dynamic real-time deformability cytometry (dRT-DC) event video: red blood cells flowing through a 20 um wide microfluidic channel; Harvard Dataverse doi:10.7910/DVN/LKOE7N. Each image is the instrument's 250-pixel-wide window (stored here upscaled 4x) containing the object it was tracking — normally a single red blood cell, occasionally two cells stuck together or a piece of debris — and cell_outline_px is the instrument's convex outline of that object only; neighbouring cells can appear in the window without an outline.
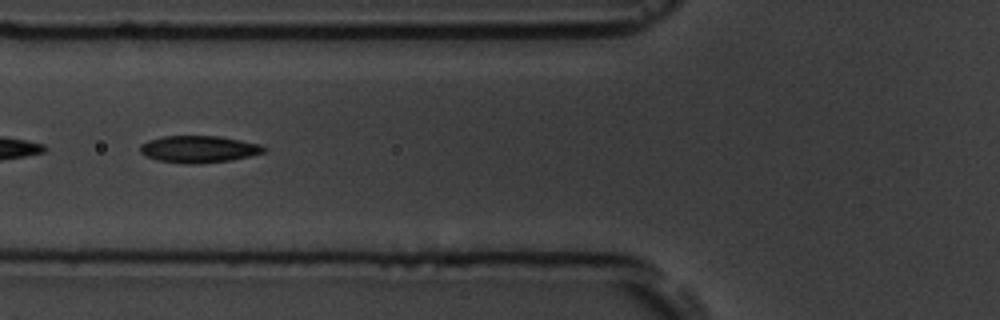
{"species": "common noctule bat (a hibernating species)", "species_latin": "Nyctalus noctula", "temperature_condition": "room temperature", "stored_images_in_passage": 7, "camera_frame_rate_fps": 3000, "um_per_image_px": 0.085, "animal": {"sex": "male", "body_mass_g": 19.5, "forearm_length_mm": 54.6}, "frame": {"image": 1, "passage_image": 5, "time_ms": 1.333, "image_size_px": [1000, 320], "cell_outline_px": [[268, 148], [264, 152], [232, 160], [200, 164], [184, 164], [156, 160], [144, 156], [140, 152], [140, 144], [148, 140], [164, 136], [220, 136], [260, 144]], "centroid_in_image_um": [16.87, 12.69], "position_along_channel_um": 108.9, "area_um2": 19.65}}
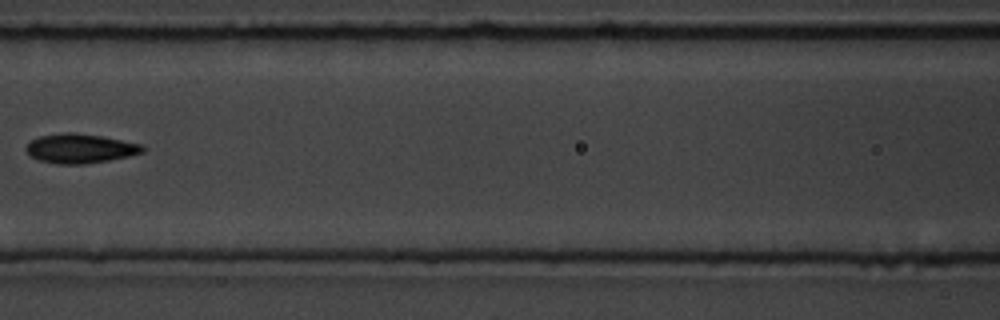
{"frame": {"image": 2, "passage_image": 6, "time_ms": 1.667, "image_size_px": [1000, 320], "cell_outline_px": [[144, 152], [128, 156], [108, 160], [84, 164], [56, 164], [40, 160], [32, 156], [24, 148], [32, 140], [40, 136], [64, 132], [72, 132], [100, 136], [140, 144], [144, 148]], "centroid_in_image_um": [6.79, 12.62], "position_along_channel_um": 159.8, "area_um2": 19.59}}
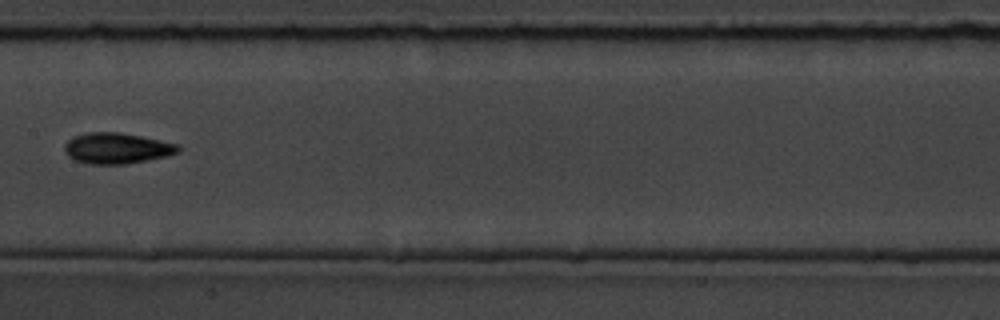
{"frame": {"image": 3, "passage_image": 7, "time_ms": 2.0, "image_size_px": [1000, 320], "cell_outline_px": [[180, 152], [164, 156], [124, 164], [88, 164], [76, 160], [68, 156], [64, 152], [64, 144], [72, 136], [88, 132], [120, 132], [180, 144]], "centroid_in_image_um": [9.9, 12.59], "position_along_channel_um": 197.5, "area_um2": 20.4}}